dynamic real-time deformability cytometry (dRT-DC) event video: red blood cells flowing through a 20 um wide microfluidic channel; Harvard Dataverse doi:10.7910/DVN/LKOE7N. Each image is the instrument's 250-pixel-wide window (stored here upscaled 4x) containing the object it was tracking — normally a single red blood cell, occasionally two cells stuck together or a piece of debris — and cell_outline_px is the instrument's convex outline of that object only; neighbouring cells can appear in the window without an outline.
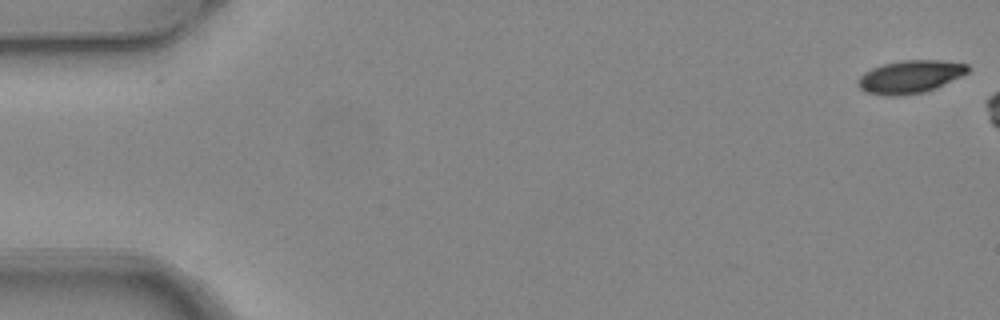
{"species": "common noctule bat (a hibernating species)", "species_latin": "Nyctalus noctula", "temperature_condition": "warm", "stored_images_in_passage": 5, "camera_frame_rate_fps": 3000, "um_per_image_px": 0.085, "animal": {"sex": "female", "body_mass_g": 24.6, "forearm_length_mm": 56.2}, "frame": {"image": 1, "passage_image": 1, "time_ms": 0.0, "image_size_px": [1000, 320], "cell_outline_px": [[968, 72], [936, 88], [924, 92], [900, 96], [888, 96], [864, 92], [856, 84], [856, 80], [864, 72], [872, 68], [884, 64], [904, 60], [940, 60], [968, 64]], "centroid_in_image_um": [77.31, 6.53], "position_along_channel_um": 7.7, "area_um2": 21.04}}
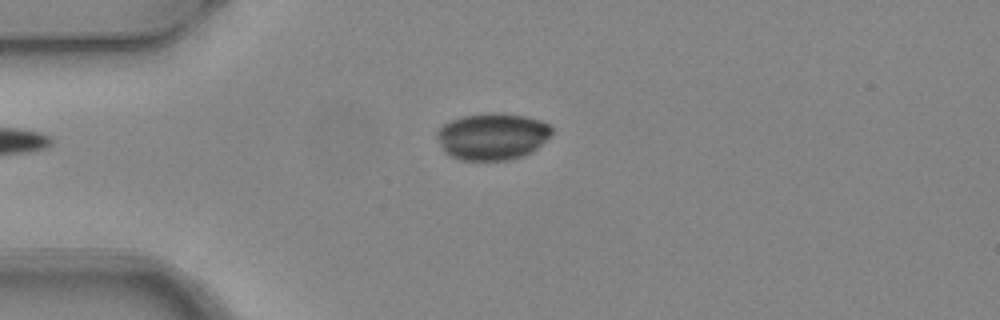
{"frame": {"image": 2, "passage_image": 5, "time_ms": 1.333, "image_size_px": [1000, 320], "cell_outline_px": [[552, 132], [532, 152], [508, 160], [460, 160], [444, 152], [436, 136], [436, 132], [444, 124], [452, 120], [464, 116], [524, 116], [540, 120], [548, 124], [552, 128]], "centroid_in_image_um": [41.82, 11.65], "position_along_channel_um": 43.2, "area_um2": 30.11}}